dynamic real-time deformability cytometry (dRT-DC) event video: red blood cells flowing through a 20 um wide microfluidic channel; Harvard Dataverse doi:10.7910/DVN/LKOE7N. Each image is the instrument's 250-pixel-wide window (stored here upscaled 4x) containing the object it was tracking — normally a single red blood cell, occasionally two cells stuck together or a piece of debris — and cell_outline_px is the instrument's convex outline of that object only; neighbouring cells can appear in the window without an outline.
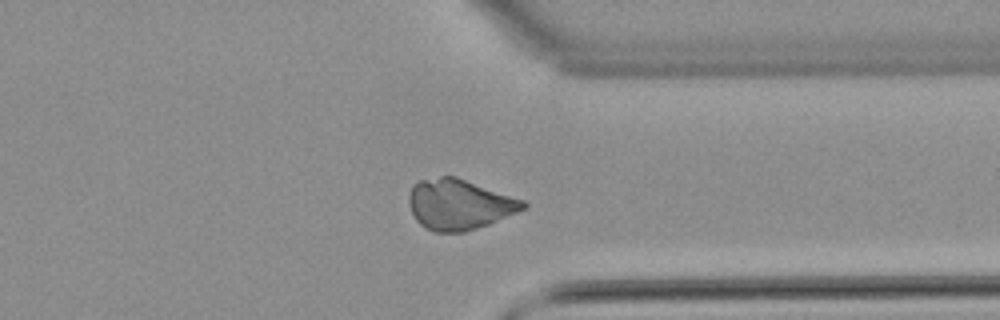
{"species": "common noctule bat (a hibernating species)", "species_latin": "Nyctalus noctula", "temperature_condition": "warm", "stored_images_in_passage": 42, "camera_frame_rate_fps": 3000, "um_per_image_px": 0.085, "animal": {"sex": "male", "body_mass_g": 21.5, "forearm_length_mm": 52.0}, "frame": {"image": 1, "passage_image": 30, "time_ms": 9.667, "image_size_px": [1000, 320], "cell_outline_px": [[528, 204], [524, 208], [516, 212], [488, 224], [464, 232], [432, 232], [420, 224], [416, 220], [408, 204], [408, 196], [412, 184], [420, 180], [440, 176], [456, 176], [524, 200]], "centroid_in_image_um": [38.99, 17.36], "position_along_channel_um": 372.4, "area_um2": 33.52}}
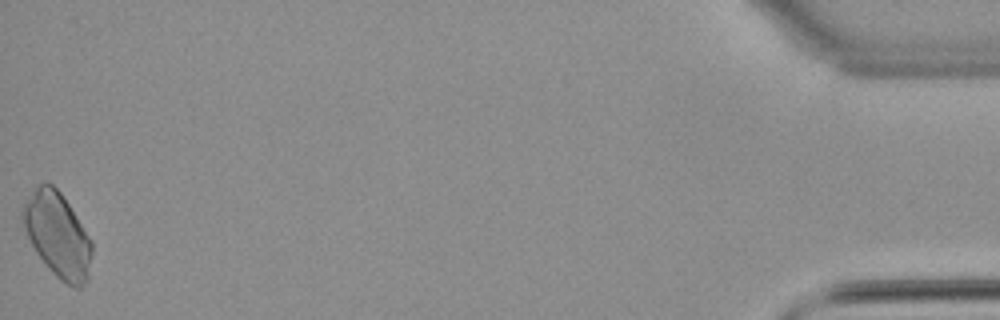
{"frame": {"image": 2, "passage_image": 42, "time_ms": 13.667, "image_size_px": [1000, 320], "cell_outline_px": [[92, 252], [88, 280], [80, 288], [72, 288], [56, 276], [48, 268], [36, 252], [28, 236], [24, 224], [24, 204], [36, 188], [40, 184], [52, 184], [60, 192], [92, 240]], "centroid_in_image_um": [4.95, 20.03], "position_along_channel_um": 430.3, "area_um2": 33.23}}